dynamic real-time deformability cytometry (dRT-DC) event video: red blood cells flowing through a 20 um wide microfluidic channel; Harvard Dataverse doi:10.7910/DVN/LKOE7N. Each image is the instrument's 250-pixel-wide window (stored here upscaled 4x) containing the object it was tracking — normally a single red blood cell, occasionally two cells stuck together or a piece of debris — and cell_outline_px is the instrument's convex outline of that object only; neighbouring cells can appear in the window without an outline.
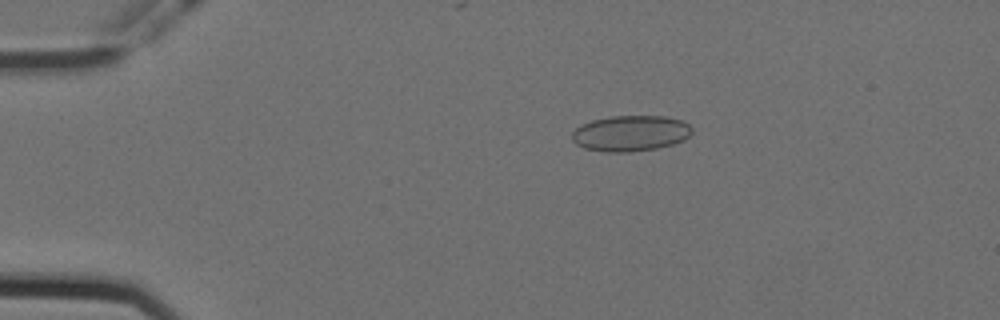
{"species": "Egyptian fruit bat (a non-hibernating species)", "species_latin": "Rousettus aegyptiacus", "temperature_condition": "cold", "stored_images_in_passage": 57, "camera_frame_rate_fps": 3000, "um_per_image_px": 0.085, "animal": {"sex": "female"}, "frame": {"image": 1, "passage_image": 11, "time_ms": 3.333, "image_size_px": [1000, 320], "cell_outline_px": [[692, 132], [684, 140], [672, 144], [656, 148], [628, 152], [604, 152], [584, 148], [576, 144], [572, 140], [572, 132], [576, 128], [592, 120], [612, 116], [664, 116], [684, 120], [692, 128]], "centroid_in_image_um": [53.6, 11.33], "position_along_channel_um": 31.4, "area_um2": 25.03}}
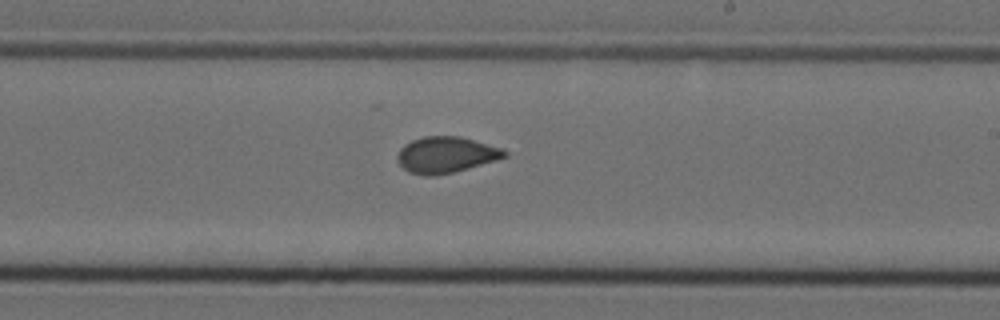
{"frame": {"image": 2, "passage_image": 34, "time_ms": 11.0, "image_size_px": [1000, 320], "cell_outline_px": [[508, 156], [496, 160], [468, 168], [436, 176], [424, 176], [408, 172], [396, 160], [396, 156], [400, 148], [404, 144], [412, 140], [424, 136], [460, 136], [504, 148], [508, 152]], "centroid_in_image_um": [37.9, 13.15], "position_along_channel_um": 251.1, "area_um2": 22.77}}
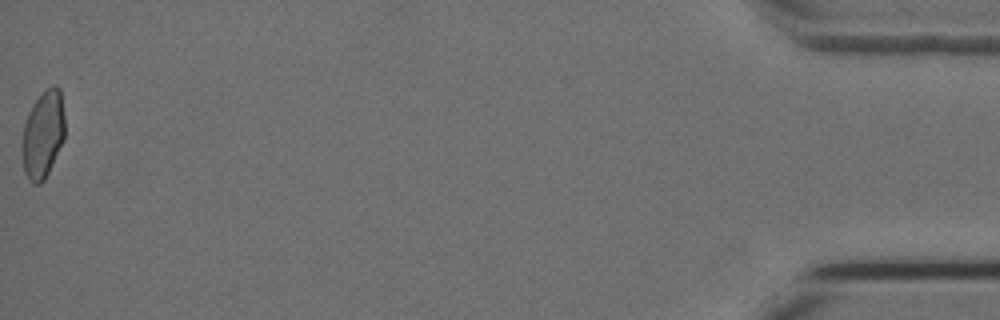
{"frame": {"image": 3, "passage_image": 57, "time_ms": 18.667, "image_size_px": [1000, 320], "cell_outline_px": [[64, 140], [44, 180], [40, 184], [32, 184], [24, 172], [24, 124], [28, 112], [32, 104], [44, 88], [52, 84], [56, 84], [60, 88], [64, 116]], "centroid_in_image_um": [3.69, 11.36], "position_along_channel_um": 431.5, "area_um2": 21.62}, "authors_computed_cell_mechanics": {"area_um2": 22.4842, "velocity_mm_per_s": 3.5732, "shape_relaxation_time_tau1_ms": null, "shape_relaxation_time_tau2_ms": 1.3278, "deformation_change_tau1": null, "deformation_change_tau2": 0.0348}}